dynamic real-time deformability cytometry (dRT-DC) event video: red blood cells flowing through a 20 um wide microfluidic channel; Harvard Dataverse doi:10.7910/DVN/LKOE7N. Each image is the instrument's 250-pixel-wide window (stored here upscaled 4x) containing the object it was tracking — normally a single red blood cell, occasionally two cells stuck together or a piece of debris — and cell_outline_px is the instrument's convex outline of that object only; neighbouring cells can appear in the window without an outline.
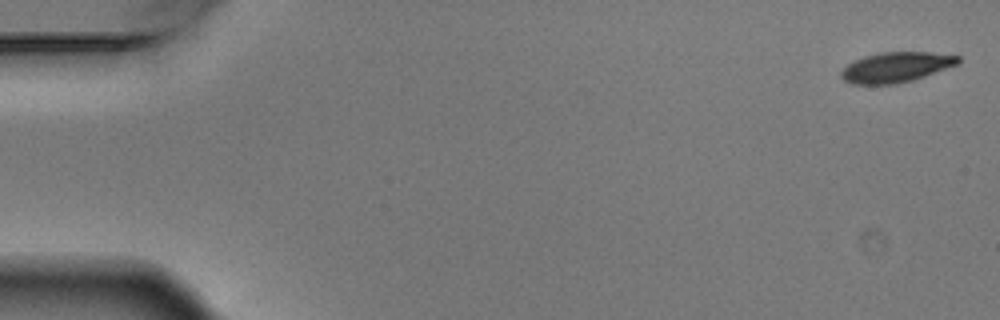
{"species": "Egyptian fruit bat (a non-hibernating species)", "species_latin": "Rousettus aegyptiacus", "temperature_condition": "warm", "stored_images_in_passage": 6, "camera_frame_rate_fps": 3000, "um_per_image_px": 0.085, "animal": {"sex": "male"}, "frame": {"image": 1, "passage_image": 1, "time_ms": 0.0, "image_size_px": [1000, 320], "cell_outline_px": [[960, 64], [912, 80], [896, 84], [852, 84], [844, 80], [840, 76], [840, 72], [848, 64], [864, 56], [880, 52], [932, 52], [960, 56]], "centroid_in_image_um": [76.18, 5.71], "position_along_channel_um": 8.8, "area_um2": 20.58}}
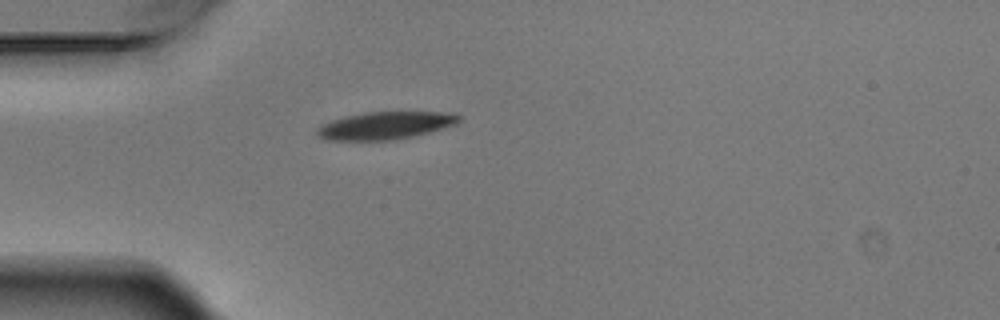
{"frame": {"image": 2, "passage_image": 5, "time_ms": 1.333, "image_size_px": [1000, 320], "cell_outline_px": [[460, 120], [456, 124], [444, 128], [412, 136], [392, 140], [332, 140], [320, 136], [316, 132], [324, 124], [332, 120], [344, 116], [364, 112], [440, 112], [460, 116]], "centroid_in_image_um": [32.77, 10.66], "position_along_channel_um": 52.2, "area_um2": 22.31}}